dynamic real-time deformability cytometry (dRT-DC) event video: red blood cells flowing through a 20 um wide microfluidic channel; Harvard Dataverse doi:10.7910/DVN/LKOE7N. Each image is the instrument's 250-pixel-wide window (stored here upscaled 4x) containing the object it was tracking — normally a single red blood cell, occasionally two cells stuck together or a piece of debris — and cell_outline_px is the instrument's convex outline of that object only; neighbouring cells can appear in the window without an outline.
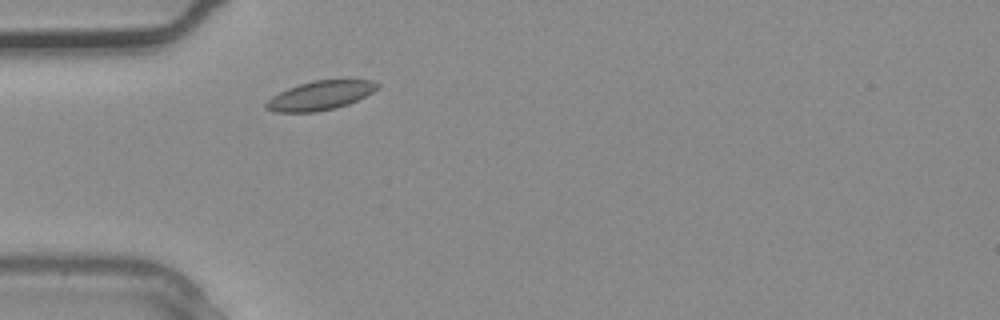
{"species": "common noctule bat (a hibernating species)", "species_latin": "Nyctalus noctula", "temperature_condition": "warm", "stored_images_in_passage": 2, "camera_frame_rate_fps": 3000, "um_per_image_px": 0.085, "animal": {"sex": "male", "body_mass_g": 20.4}, "frame": {"image": 1, "passage_image": 2, "time_ms": 0.333, "image_size_px": [1000, 320], "cell_outline_px": [[380, 84], [372, 92], [348, 104], [336, 108], [316, 112], [276, 112], [264, 108], [264, 104], [272, 96], [288, 88], [312, 80], [348, 76], [372, 80]], "centroid_in_image_um": [27.27, 8.06], "position_along_channel_um": 57.7, "area_um2": 19.54}}